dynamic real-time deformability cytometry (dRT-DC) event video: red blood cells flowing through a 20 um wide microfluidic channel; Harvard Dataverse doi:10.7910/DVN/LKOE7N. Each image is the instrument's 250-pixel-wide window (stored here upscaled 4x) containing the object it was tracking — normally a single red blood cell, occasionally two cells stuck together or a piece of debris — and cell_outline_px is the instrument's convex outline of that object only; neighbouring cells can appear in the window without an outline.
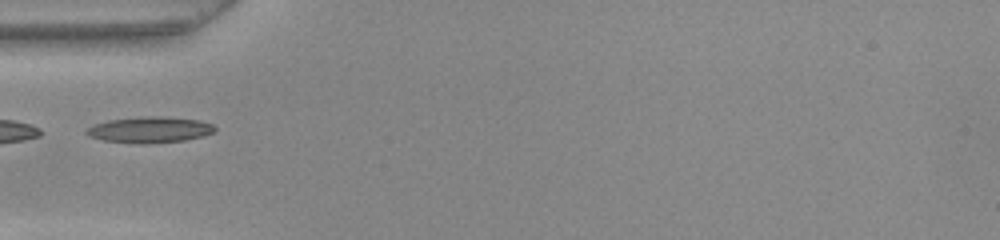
{"species": "common noctule bat (a hibernating species)", "species_latin": "Nyctalus noctula", "temperature_condition": "warm", "stored_images_in_passage": 35, "camera_frame_rate_fps": 3000, "um_per_image_px": 0.085, "animal": {"sex": "female", "body_mass_g": 22.0, "forearm_length_mm": 56.7}, "frame": {"image": 1, "passage_image": 1, "time_ms": 0.0, "image_size_px": [1000, 240], "cell_outline_px": [[216, 128], [212, 132], [204, 136], [184, 140], [144, 144], [140, 144], [104, 140], [88, 136], [84, 132], [88, 128], [96, 124], [108, 120], [148, 116], [160, 116], [200, 120], [212, 124]], "centroid_in_image_um": [12.73, 11.03], "position_along_channel_um": 72.3, "area_um2": 19.31}}